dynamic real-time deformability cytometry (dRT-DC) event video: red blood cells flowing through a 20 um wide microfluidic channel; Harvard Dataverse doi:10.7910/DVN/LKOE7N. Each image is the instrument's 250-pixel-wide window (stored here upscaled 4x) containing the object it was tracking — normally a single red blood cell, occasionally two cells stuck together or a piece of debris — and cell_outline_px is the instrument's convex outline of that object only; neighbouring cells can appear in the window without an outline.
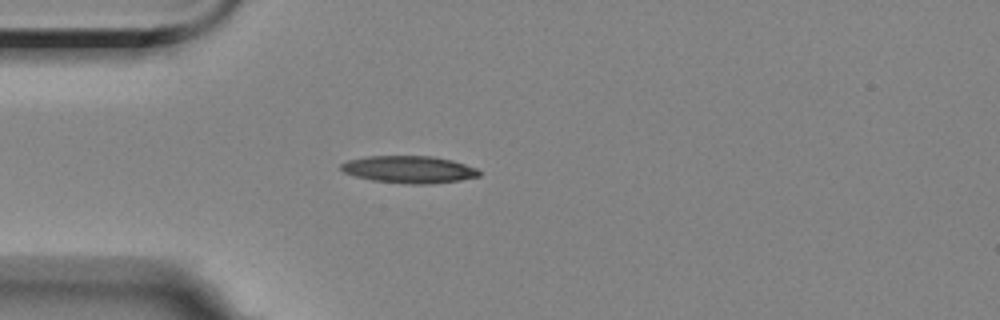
{"species": "Egyptian fruit bat (a non-hibernating species)", "species_latin": "Rousettus aegyptiacus", "temperature_condition": "room temperature", "stored_images_in_passage": 1, "camera_frame_rate_fps": 3000, "um_per_image_px": 0.085, "animal": {"sex": "female"}, "frame": {"image": 1, "passage_image": 1, "time_ms": 0.0, "image_size_px": [1000, 320], "cell_outline_px": [[480, 176], [460, 180], [432, 184], [408, 184], [372, 180], [356, 176], [344, 172], [340, 168], [340, 164], [348, 160], [368, 156], [432, 156], [452, 160], [476, 168], [480, 172]], "centroid_in_image_um": [34.77, 14.4], "position_along_channel_um": 50.2, "area_um2": 21.85}}